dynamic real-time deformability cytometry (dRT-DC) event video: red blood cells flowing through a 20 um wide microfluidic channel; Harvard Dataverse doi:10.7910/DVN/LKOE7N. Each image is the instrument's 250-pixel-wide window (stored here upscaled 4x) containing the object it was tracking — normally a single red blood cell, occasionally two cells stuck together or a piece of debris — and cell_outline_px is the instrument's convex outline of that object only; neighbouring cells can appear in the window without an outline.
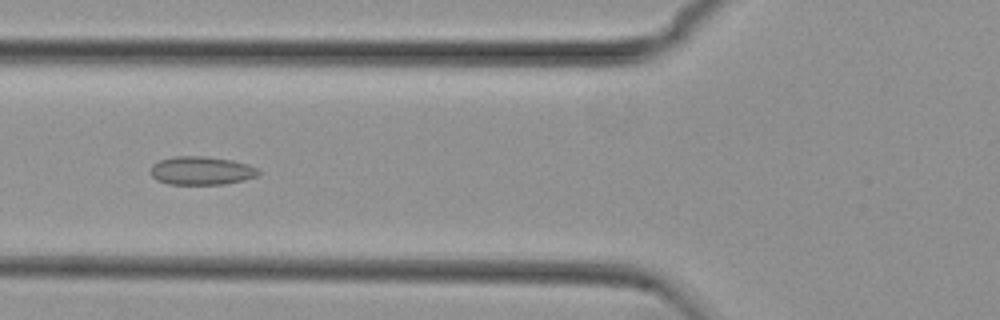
{"species": "common noctule bat (a hibernating species)", "species_latin": "Nyctalus noctula", "temperature_condition": "cold", "stored_images_in_passage": 54, "camera_frame_rate_fps": 3000, "um_per_image_px": 0.085, "animal": {"sex": "female", "body_mass_g": 29.2, "forearm_length_mm": 56.3}, "frame": {"image": 1, "passage_image": 20, "time_ms": 6.333, "image_size_px": [1000, 320], "cell_outline_px": [[260, 172], [256, 176], [244, 180], [224, 184], [168, 184], [156, 180], [152, 176], [152, 164], [160, 160], [172, 156], [208, 156], [232, 160], [248, 164], [256, 168]], "centroid_in_image_um": [17.11, 14.5], "position_along_channel_um": 108.7, "area_um2": 17.86}}
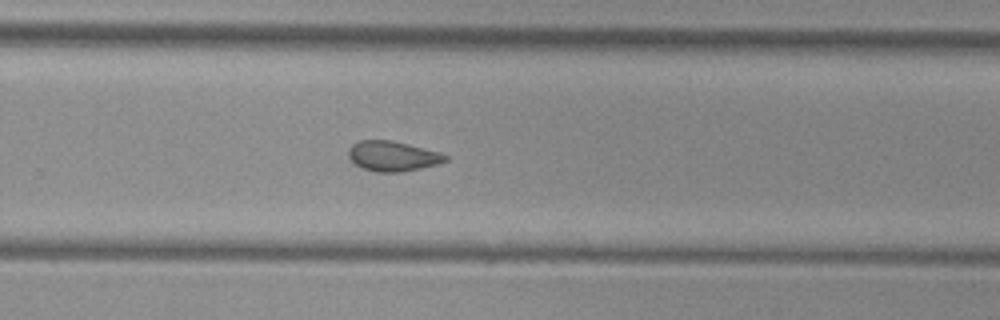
{"frame": {"image": 2, "passage_image": 35, "time_ms": 11.333, "image_size_px": [1000, 320], "cell_outline_px": [[448, 160], [436, 164], [420, 168], [400, 172], [376, 172], [360, 168], [348, 156], [348, 148], [352, 144], [360, 140], [392, 140], [440, 152], [448, 156]], "centroid_in_image_um": [33.35, 13.27], "position_along_channel_um": 296.4, "area_um2": 16.99}}
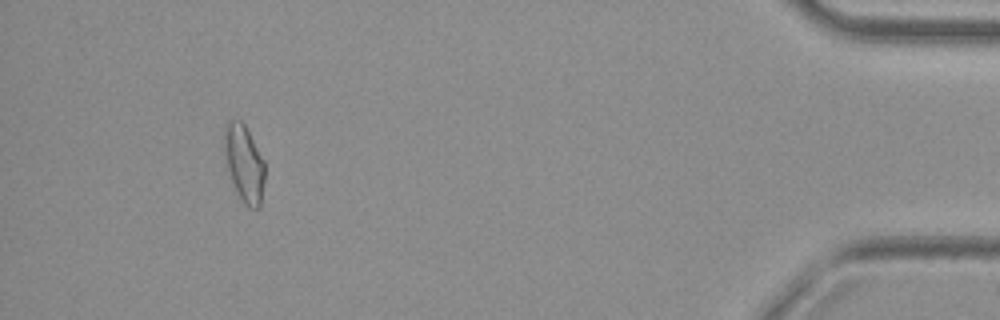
{"frame": {"image": 3, "passage_image": 50, "time_ms": 16.333, "image_size_px": [1000, 320], "cell_outline_px": [[264, 180], [260, 208], [248, 208], [244, 204], [228, 172], [224, 156], [224, 124], [232, 116], [240, 120], [244, 124], [264, 160]], "centroid_in_image_um": [20.73, 13.83], "position_along_channel_um": 414.5, "area_um2": 18.26}, "authors_computed_cell_mechanics": {"area_um2": 17.5134, "velocity_mm_per_s": 3.7559, "shape_relaxation_time_tau1_ms": null, "shape_relaxation_time_tau2_ms": 2.4011, "deformation_change_tau1": null, "deformation_change_tau2": 0.075}}